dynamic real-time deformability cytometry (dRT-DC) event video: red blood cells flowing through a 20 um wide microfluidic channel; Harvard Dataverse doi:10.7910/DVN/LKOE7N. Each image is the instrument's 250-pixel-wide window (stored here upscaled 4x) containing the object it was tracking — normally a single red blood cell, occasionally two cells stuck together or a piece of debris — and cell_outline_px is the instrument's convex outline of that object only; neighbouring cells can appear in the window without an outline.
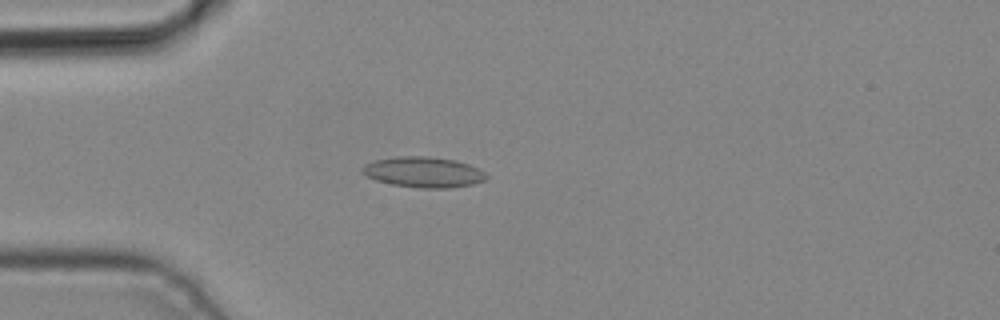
{"species": "common noctule bat (a hibernating species)", "species_latin": "Nyctalus noctula", "temperature_condition": "cold", "stored_images_in_passage": 2, "camera_frame_rate_fps": 3000, "um_per_image_px": 0.085, "animal": {"sex": "male", "body_mass_g": 19.2, "forearm_length_mm": 51.8}, "frame": {"image": 1, "passage_image": 2, "time_ms": 0.333, "image_size_px": [1000, 320], "cell_outline_px": [[488, 176], [484, 180], [472, 184], [448, 188], [420, 188], [392, 184], [376, 180], [368, 176], [360, 168], [364, 164], [376, 160], [396, 156], [428, 156], [456, 160], [480, 168]], "centroid_in_image_um": [36.01, 14.62], "position_along_channel_um": 49.0, "area_um2": 22.02}}